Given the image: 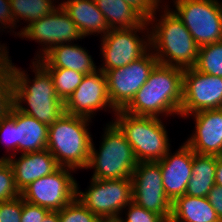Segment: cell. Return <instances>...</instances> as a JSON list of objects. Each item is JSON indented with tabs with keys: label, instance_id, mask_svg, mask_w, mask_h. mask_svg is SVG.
Wrapping results in <instances>:
<instances>
[{
	"label": "cell",
	"instance_id": "cell-9",
	"mask_svg": "<svg viewBox=\"0 0 222 222\" xmlns=\"http://www.w3.org/2000/svg\"><path fill=\"white\" fill-rule=\"evenodd\" d=\"M148 27V28H147ZM147 33L144 39L137 32ZM150 28L148 21L141 26L129 29H111L101 36V54L103 64L99 70L103 73L111 69L124 67L131 62L143 57L150 49Z\"/></svg>",
	"mask_w": 222,
	"mask_h": 222
},
{
	"label": "cell",
	"instance_id": "cell-34",
	"mask_svg": "<svg viewBox=\"0 0 222 222\" xmlns=\"http://www.w3.org/2000/svg\"><path fill=\"white\" fill-rule=\"evenodd\" d=\"M14 105L11 78L0 88V119L7 117Z\"/></svg>",
	"mask_w": 222,
	"mask_h": 222
},
{
	"label": "cell",
	"instance_id": "cell-10",
	"mask_svg": "<svg viewBox=\"0 0 222 222\" xmlns=\"http://www.w3.org/2000/svg\"><path fill=\"white\" fill-rule=\"evenodd\" d=\"M157 64L158 60L150 49L138 60L105 73L110 102L116 110H123L131 102Z\"/></svg>",
	"mask_w": 222,
	"mask_h": 222
},
{
	"label": "cell",
	"instance_id": "cell-14",
	"mask_svg": "<svg viewBox=\"0 0 222 222\" xmlns=\"http://www.w3.org/2000/svg\"><path fill=\"white\" fill-rule=\"evenodd\" d=\"M222 108V77L204 74L195 68L184 69L180 117Z\"/></svg>",
	"mask_w": 222,
	"mask_h": 222
},
{
	"label": "cell",
	"instance_id": "cell-40",
	"mask_svg": "<svg viewBox=\"0 0 222 222\" xmlns=\"http://www.w3.org/2000/svg\"><path fill=\"white\" fill-rule=\"evenodd\" d=\"M110 222H124L120 217L110 220Z\"/></svg>",
	"mask_w": 222,
	"mask_h": 222
},
{
	"label": "cell",
	"instance_id": "cell-36",
	"mask_svg": "<svg viewBox=\"0 0 222 222\" xmlns=\"http://www.w3.org/2000/svg\"><path fill=\"white\" fill-rule=\"evenodd\" d=\"M0 24L3 29L9 28V27H10L9 29L16 28L15 27L16 24L14 22V17L11 11L9 0H0ZM1 26H0V29H1Z\"/></svg>",
	"mask_w": 222,
	"mask_h": 222
},
{
	"label": "cell",
	"instance_id": "cell-26",
	"mask_svg": "<svg viewBox=\"0 0 222 222\" xmlns=\"http://www.w3.org/2000/svg\"><path fill=\"white\" fill-rule=\"evenodd\" d=\"M194 68L204 74L222 77V41L199 47Z\"/></svg>",
	"mask_w": 222,
	"mask_h": 222
},
{
	"label": "cell",
	"instance_id": "cell-7",
	"mask_svg": "<svg viewBox=\"0 0 222 222\" xmlns=\"http://www.w3.org/2000/svg\"><path fill=\"white\" fill-rule=\"evenodd\" d=\"M90 181L89 188L85 192L80 191L76 184V199L102 221L120 217L124 208L132 202L131 178L115 180L91 178Z\"/></svg>",
	"mask_w": 222,
	"mask_h": 222
},
{
	"label": "cell",
	"instance_id": "cell-31",
	"mask_svg": "<svg viewBox=\"0 0 222 222\" xmlns=\"http://www.w3.org/2000/svg\"><path fill=\"white\" fill-rule=\"evenodd\" d=\"M124 209L128 210L125 219L120 216L124 222H167L161 215L148 211L133 201Z\"/></svg>",
	"mask_w": 222,
	"mask_h": 222
},
{
	"label": "cell",
	"instance_id": "cell-22",
	"mask_svg": "<svg viewBox=\"0 0 222 222\" xmlns=\"http://www.w3.org/2000/svg\"><path fill=\"white\" fill-rule=\"evenodd\" d=\"M169 222H221L207 197L182 195L172 203Z\"/></svg>",
	"mask_w": 222,
	"mask_h": 222
},
{
	"label": "cell",
	"instance_id": "cell-33",
	"mask_svg": "<svg viewBox=\"0 0 222 222\" xmlns=\"http://www.w3.org/2000/svg\"><path fill=\"white\" fill-rule=\"evenodd\" d=\"M49 211L47 208L23 200L21 222H42Z\"/></svg>",
	"mask_w": 222,
	"mask_h": 222
},
{
	"label": "cell",
	"instance_id": "cell-13",
	"mask_svg": "<svg viewBox=\"0 0 222 222\" xmlns=\"http://www.w3.org/2000/svg\"><path fill=\"white\" fill-rule=\"evenodd\" d=\"M16 35L36 40L41 45L44 44L41 51L35 56L38 58L34 57L33 60H39L54 46L74 43L78 39H83L77 25L60 5L51 14L24 26Z\"/></svg>",
	"mask_w": 222,
	"mask_h": 222
},
{
	"label": "cell",
	"instance_id": "cell-28",
	"mask_svg": "<svg viewBox=\"0 0 222 222\" xmlns=\"http://www.w3.org/2000/svg\"><path fill=\"white\" fill-rule=\"evenodd\" d=\"M58 215L59 222H103L76 198L59 210Z\"/></svg>",
	"mask_w": 222,
	"mask_h": 222
},
{
	"label": "cell",
	"instance_id": "cell-16",
	"mask_svg": "<svg viewBox=\"0 0 222 222\" xmlns=\"http://www.w3.org/2000/svg\"><path fill=\"white\" fill-rule=\"evenodd\" d=\"M173 154L169 150L158 161L163 178V188L172 203L186 192L188 182L192 177L193 151L186 143H183Z\"/></svg>",
	"mask_w": 222,
	"mask_h": 222
},
{
	"label": "cell",
	"instance_id": "cell-35",
	"mask_svg": "<svg viewBox=\"0 0 222 222\" xmlns=\"http://www.w3.org/2000/svg\"><path fill=\"white\" fill-rule=\"evenodd\" d=\"M135 9L146 21L159 9L160 4L156 0H124Z\"/></svg>",
	"mask_w": 222,
	"mask_h": 222
},
{
	"label": "cell",
	"instance_id": "cell-21",
	"mask_svg": "<svg viewBox=\"0 0 222 222\" xmlns=\"http://www.w3.org/2000/svg\"><path fill=\"white\" fill-rule=\"evenodd\" d=\"M49 126L15 107V135L17 152H40L47 148Z\"/></svg>",
	"mask_w": 222,
	"mask_h": 222
},
{
	"label": "cell",
	"instance_id": "cell-39",
	"mask_svg": "<svg viewBox=\"0 0 222 222\" xmlns=\"http://www.w3.org/2000/svg\"><path fill=\"white\" fill-rule=\"evenodd\" d=\"M42 222H59L58 211H49Z\"/></svg>",
	"mask_w": 222,
	"mask_h": 222
},
{
	"label": "cell",
	"instance_id": "cell-8",
	"mask_svg": "<svg viewBox=\"0 0 222 222\" xmlns=\"http://www.w3.org/2000/svg\"><path fill=\"white\" fill-rule=\"evenodd\" d=\"M171 9L191 33L196 44L222 41V7L218 0H173Z\"/></svg>",
	"mask_w": 222,
	"mask_h": 222
},
{
	"label": "cell",
	"instance_id": "cell-29",
	"mask_svg": "<svg viewBox=\"0 0 222 222\" xmlns=\"http://www.w3.org/2000/svg\"><path fill=\"white\" fill-rule=\"evenodd\" d=\"M15 184L13 168L7 160H0V202L20 196Z\"/></svg>",
	"mask_w": 222,
	"mask_h": 222
},
{
	"label": "cell",
	"instance_id": "cell-3",
	"mask_svg": "<svg viewBox=\"0 0 222 222\" xmlns=\"http://www.w3.org/2000/svg\"><path fill=\"white\" fill-rule=\"evenodd\" d=\"M164 7L165 9L161 12L162 15L159 16V20L155 18L157 11L148 20L149 26L152 24V30L150 29L151 50L159 64L178 67L183 70L194 68L199 46L187 27L170 10L171 8L168 5Z\"/></svg>",
	"mask_w": 222,
	"mask_h": 222
},
{
	"label": "cell",
	"instance_id": "cell-4",
	"mask_svg": "<svg viewBox=\"0 0 222 222\" xmlns=\"http://www.w3.org/2000/svg\"><path fill=\"white\" fill-rule=\"evenodd\" d=\"M89 122V118L65 113L49 126L46 149L60 167L86 169L92 142Z\"/></svg>",
	"mask_w": 222,
	"mask_h": 222
},
{
	"label": "cell",
	"instance_id": "cell-24",
	"mask_svg": "<svg viewBox=\"0 0 222 222\" xmlns=\"http://www.w3.org/2000/svg\"><path fill=\"white\" fill-rule=\"evenodd\" d=\"M111 29H129L143 25L146 20L124 0H94Z\"/></svg>",
	"mask_w": 222,
	"mask_h": 222
},
{
	"label": "cell",
	"instance_id": "cell-6",
	"mask_svg": "<svg viewBox=\"0 0 222 222\" xmlns=\"http://www.w3.org/2000/svg\"><path fill=\"white\" fill-rule=\"evenodd\" d=\"M114 115L138 162H158L170 150L168 132L160 118L134 116L123 110Z\"/></svg>",
	"mask_w": 222,
	"mask_h": 222
},
{
	"label": "cell",
	"instance_id": "cell-12",
	"mask_svg": "<svg viewBox=\"0 0 222 222\" xmlns=\"http://www.w3.org/2000/svg\"><path fill=\"white\" fill-rule=\"evenodd\" d=\"M72 171L75 170L59 167L55 172L35 180L21 192L23 200L50 211L61 210L76 198L77 181Z\"/></svg>",
	"mask_w": 222,
	"mask_h": 222
},
{
	"label": "cell",
	"instance_id": "cell-38",
	"mask_svg": "<svg viewBox=\"0 0 222 222\" xmlns=\"http://www.w3.org/2000/svg\"><path fill=\"white\" fill-rule=\"evenodd\" d=\"M215 182L222 186V155L217 157Z\"/></svg>",
	"mask_w": 222,
	"mask_h": 222
},
{
	"label": "cell",
	"instance_id": "cell-5",
	"mask_svg": "<svg viewBox=\"0 0 222 222\" xmlns=\"http://www.w3.org/2000/svg\"><path fill=\"white\" fill-rule=\"evenodd\" d=\"M99 151L91 142L89 161L86 169H94L92 178L101 180H115L132 178L138 161L132 146L128 143L125 134L113 122L106 124Z\"/></svg>",
	"mask_w": 222,
	"mask_h": 222
},
{
	"label": "cell",
	"instance_id": "cell-37",
	"mask_svg": "<svg viewBox=\"0 0 222 222\" xmlns=\"http://www.w3.org/2000/svg\"><path fill=\"white\" fill-rule=\"evenodd\" d=\"M207 199L222 221V186L214 185L208 193Z\"/></svg>",
	"mask_w": 222,
	"mask_h": 222
},
{
	"label": "cell",
	"instance_id": "cell-23",
	"mask_svg": "<svg viewBox=\"0 0 222 222\" xmlns=\"http://www.w3.org/2000/svg\"><path fill=\"white\" fill-rule=\"evenodd\" d=\"M217 156L198 154L193 151L192 177L185 194L192 197H207L216 185Z\"/></svg>",
	"mask_w": 222,
	"mask_h": 222
},
{
	"label": "cell",
	"instance_id": "cell-15",
	"mask_svg": "<svg viewBox=\"0 0 222 222\" xmlns=\"http://www.w3.org/2000/svg\"><path fill=\"white\" fill-rule=\"evenodd\" d=\"M64 104L65 113L89 119L93 118L92 115H95L98 109L105 110L107 107L117 112L110 102L106 75L99 69L85 75Z\"/></svg>",
	"mask_w": 222,
	"mask_h": 222
},
{
	"label": "cell",
	"instance_id": "cell-17",
	"mask_svg": "<svg viewBox=\"0 0 222 222\" xmlns=\"http://www.w3.org/2000/svg\"><path fill=\"white\" fill-rule=\"evenodd\" d=\"M195 131L185 142L195 153L222 155V108L203 110L193 114Z\"/></svg>",
	"mask_w": 222,
	"mask_h": 222
},
{
	"label": "cell",
	"instance_id": "cell-11",
	"mask_svg": "<svg viewBox=\"0 0 222 222\" xmlns=\"http://www.w3.org/2000/svg\"><path fill=\"white\" fill-rule=\"evenodd\" d=\"M132 201L148 211L171 219L172 202L163 188L159 162H138L132 174Z\"/></svg>",
	"mask_w": 222,
	"mask_h": 222
},
{
	"label": "cell",
	"instance_id": "cell-18",
	"mask_svg": "<svg viewBox=\"0 0 222 222\" xmlns=\"http://www.w3.org/2000/svg\"><path fill=\"white\" fill-rule=\"evenodd\" d=\"M11 154L1 157L0 160H7L12 166L15 184L20 193L35 180L55 172L60 167L47 149L22 153L18 159H14Z\"/></svg>",
	"mask_w": 222,
	"mask_h": 222
},
{
	"label": "cell",
	"instance_id": "cell-1",
	"mask_svg": "<svg viewBox=\"0 0 222 222\" xmlns=\"http://www.w3.org/2000/svg\"><path fill=\"white\" fill-rule=\"evenodd\" d=\"M33 80L26 71L12 65L11 81L14 106L50 126L65 114V104L57 95L50 73L36 60L32 62ZM34 68V69H33ZM24 102L26 106L22 105Z\"/></svg>",
	"mask_w": 222,
	"mask_h": 222
},
{
	"label": "cell",
	"instance_id": "cell-20",
	"mask_svg": "<svg viewBox=\"0 0 222 222\" xmlns=\"http://www.w3.org/2000/svg\"><path fill=\"white\" fill-rule=\"evenodd\" d=\"M59 5L77 25L83 38L97 33L104 36L110 30L94 0H67Z\"/></svg>",
	"mask_w": 222,
	"mask_h": 222
},
{
	"label": "cell",
	"instance_id": "cell-19",
	"mask_svg": "<svg viewBox=\"0 0 222 222\" xmlns=\"http://www.w3.org/2000/svg\"><path fill=\"white\" fill-rule=\"evenodd\" d=\"M37 61L44 68H66L85 75L98 70L88 50L73 43L54 46Z\"/></svg>",
	"mask_w": 222,
	"mask_h": 222
},
{
	"label": "cell",
	"instance_id": "cell-32",
	"mask_svg": "<svg viewBox=\"0 0 222 222\" xmlns=\"http://www.w3.org/2000/svg\"><path fill=\"white\" fill-rule=\"evenodd\" d=\"M23 197L0 202V222H21Z\"/></svg>",
	"mask_w": 222,
	"mask_h": 222
},
{
	"label": "cell",
	"instance_id": "cell-25",
	"mask_svg": "<svg viewBox=\"0 0 222 222\" xmlns=\"http://www.w3.org/2000/svg\"><path fill=\"white\" fill-rule=\"evenodd\" d=\"M14 22L25 20L29 25L45 15L51 14L59 5L55 0H9ZM55 5V6H54Z\"/></svg>",
	"mask_w": 222,
	"mask_h": 222
},
{
	"label": "cell",
	"instance_id": "cell-30",
	"mask_svg": "<svg viewBox=\"0 0 222 222\" xmlns=\"http://www.w3.org/2000/svg\"><path fill=\"white\" fill-rule=\"evenodd\" d=\"M7 146V152L13 149L12 156H16V135H15V106L13 105L10 114L0 119V143ZM15 150V151H14Z\"/></svg>",
	"mask_w": 222,
	"mask_h": 222
},
{
	"label": "cell",
	"instance_id": "cell-2",
	"mask_svg": "<svg viewBox=\"0 0 222 222\" xmlns=\"http://www.w3.org/2000/svg\"><path fill=\"white\" fill-rule=\"evenodd\" d=\"M183 73V69L158 63L123 111L145 117L180 116Z\"/></svg>",
	"mask_w": 222,
	"mask_h": 222
},
{
	"label": "cell",
	"instance_id": "cell-27",
	"mask_svg": "<svg viewBox=\"0 0 222 222\" xmlns=\"http://www.w3.org/2000/svg\"><path fill=\"white\" fill-rule=\"evenodd\" d=\"M51 75L58 97L64 103L81 83L85 74L66 68H45Z\"/></svg>",
	"mask_w": 222,
	"mask_h": 222
}]
</instances>
